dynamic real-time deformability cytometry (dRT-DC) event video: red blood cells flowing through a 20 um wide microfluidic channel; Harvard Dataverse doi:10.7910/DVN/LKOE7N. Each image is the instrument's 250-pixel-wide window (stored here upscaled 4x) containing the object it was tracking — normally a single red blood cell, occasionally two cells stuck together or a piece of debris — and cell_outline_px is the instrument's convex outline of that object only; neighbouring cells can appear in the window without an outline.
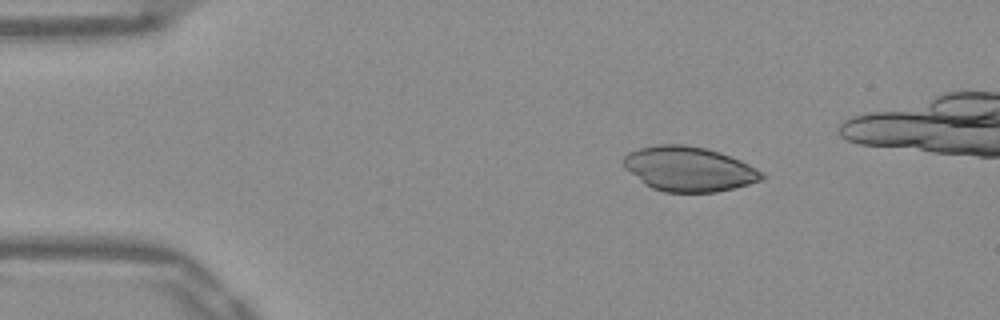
{"species": "Egyptian fruit bat (a non-hibernating species)", "species_latin": "Rousettus aegyptiacus", "temperature_condition": "warm", "stored_images_in_passage": 40, "camera_frame_rate_fps": 3000, "um_per_image_px": 0.085, "frame": {"image": 1, "passage_image": 2, "time_ms": 0.333, "image_size_px": [1000, 320], "cell_outline_px": [[764, 176], [760, 180], [748, 184], [716, 192], [664, 192], [652, 188], [644, 184], [624, 168], [620, 160], [628, 152], [640, 148], [660, 144], [684, 144], [708, 148], [720, 152], [740, 160], [764, 172]], "centroid_in_image_um": [58.51, 14.35], "position_along_channel_um": 26.5, "area_um2": 36.18}}